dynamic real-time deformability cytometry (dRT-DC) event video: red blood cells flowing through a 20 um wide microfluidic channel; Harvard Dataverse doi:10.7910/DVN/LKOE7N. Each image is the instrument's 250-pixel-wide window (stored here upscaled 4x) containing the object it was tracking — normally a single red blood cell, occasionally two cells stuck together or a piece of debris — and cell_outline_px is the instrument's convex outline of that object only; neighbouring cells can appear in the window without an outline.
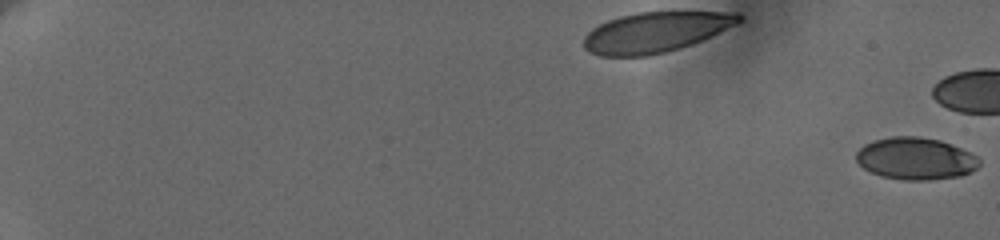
{"species": "human", "species_latin": "Homo sapiens", "temperature_condition": "cold", "stored_images_in_passage": 25, "camera_frame_rate_fps": 3000, "um_per_image_px": 0.085, "donor": {"sex": "female"}, "frame": {"image": 1, "passage_image": 1, "time_ms": 0.0, "image_size_px": [1000, 240], "cell_outline_px": [[980, 164], [976, 168], [960, 176], [928, 180], [904, 180], [884, 176], [872, 172], [864, 168], [856, 160], [856, 152], [864, 144], [872, 140], [892, 136], [920, 136], [940, 140], [952, 144], [976, 156], [980, 160]], "centroid_in_image_um": [77.81, 13.46], "position_along_channel_um": 7.2, "area_um2": 30.11}}